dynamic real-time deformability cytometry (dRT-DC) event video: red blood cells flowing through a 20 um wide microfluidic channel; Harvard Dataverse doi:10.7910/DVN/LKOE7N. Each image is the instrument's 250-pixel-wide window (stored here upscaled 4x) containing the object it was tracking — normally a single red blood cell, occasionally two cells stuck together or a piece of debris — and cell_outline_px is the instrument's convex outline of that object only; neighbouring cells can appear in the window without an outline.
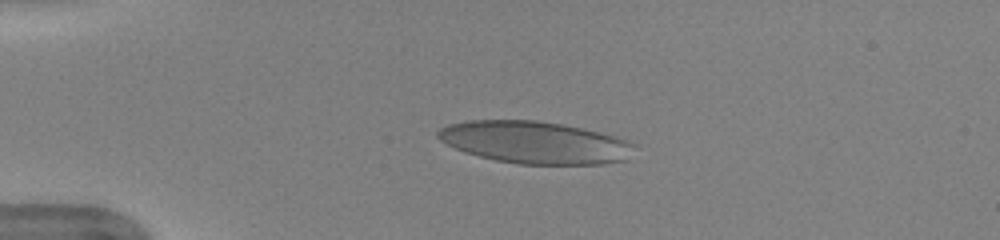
{"species": "human", "species_latin": "Homo sapiens", "temperature_condition": "warm", "stored_images_in_passage": 13, "camera_frame_rate_fps": 3000, "um_per_image_px": 0.085, "donor": {"sex": "female"}, "frame": {"image": 1, "passage_image": 10, "time_ms": 3.0, "image_size_px": [1000, 240], "cell_outline_px": [[640, 144], [628, 160], [600, 164], [520, 164], [496, 160], [464, 152], [440, 140], [436, 136], [436, 132], [440, 128], [448, 124], [468, 120], [536, 120], [564, 124], [600, 132], [616, 136]], "centroid_in_image_um": [45.54, 12.1], "position_along_channel_um": 39.5, "area_um2": 48.84}}